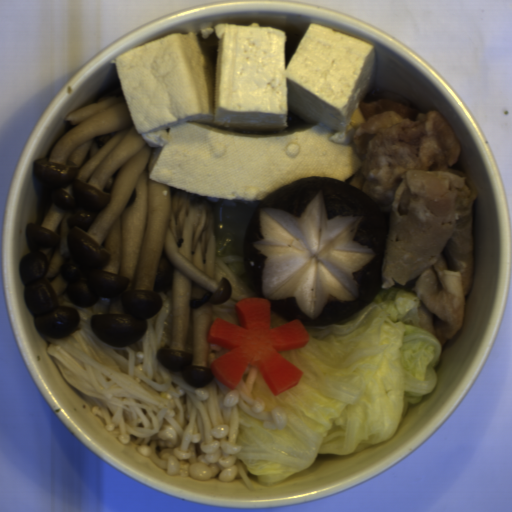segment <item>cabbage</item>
Returning <instances> with one entry per match:
<instances>
[{
  "instance_id": "cabbage-3",
  "label": "cabbage",
  "mask_w": 512,
  "mask_h": 512,
  "mask_svg": "<svg viewBox=\"0 0 512 512\" xmlns=\"http://www.w3.org/2000/svg\"><path fill=\"white\" fill-rule=\"evenodd\" d=\"M365 123V118L361 112V109H357L352 116L350 117L346 130L355 135L357 134L359 128Z\"/></svg>"
},
{
  "instance_id": "cabbage-4",
  "label": "cabbage",
  "mask_w": 512,
  "mask_h": 512,
  "mask_svg": "<svg viewBox=\"0 0 512 512\" xmlns=\"http://www.w3.org/2000/svg\"><path fill=\"white\" fill-rule=\"evenodd\" d=\"M269 321H270V326H271V329L272 328H276V327H279V326H283L287 323H289L291 320H287L283 317H281L280 315L276 314L271 306H270V309H269Z\"/></svg>"
},
{
  "instance_id": "cabbage-1",
  "label": "cabbage",
  "mask_w": 512,
  "mask_h": 512,
  "mask_svg": "<svg viewBox=\"0 0 512 512\" xmlns=\"http://www.w3.org/2000/svg\"><path fill=\"white\" fill-rule=\"evenodd\" d=\"M420 301L410 291L382 288L346 319L304 325V348L278 351L302 372L296 386L273 394L256 372L252 399L276 408L283 428L237 406L233 454L262 485L284 482L310 467L319 453L349 455L393 438L409 407L438 382L439 339L419 323Z\"/></svg>"
},
{
  "instance_id": "cabbage-2",
  "label": "cabbage",
  "mask_w": 512,
  "mask_h": 512,
  "mask_svg": "<svg viewBox=\"0 0 512 512\" xmlns=\"http://www.w3.org/2000/svg\"><path fill=\"white\" fill-rule=\"evenodd\" d=\"M215 228V258L244 257V240L249 220L261 201L234 200L206 195Z\"/></svg>"
}]
</instances>
